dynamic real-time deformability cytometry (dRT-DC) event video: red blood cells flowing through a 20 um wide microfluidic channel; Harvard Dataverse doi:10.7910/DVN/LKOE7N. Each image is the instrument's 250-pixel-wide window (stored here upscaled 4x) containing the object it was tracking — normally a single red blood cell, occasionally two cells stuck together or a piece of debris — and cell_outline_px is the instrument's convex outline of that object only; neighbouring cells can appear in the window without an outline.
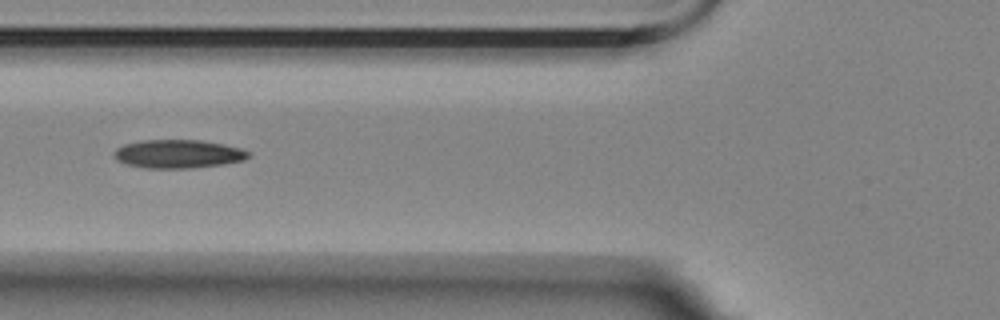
{"species": "Egyptian fruit bat (a non-hibernating species)", "species_latin": "Rousettus aegyptiacus", "temperature_condition": "room temperature", "stored_images_in_passage": 5, "camera_frame_rate_fps": 3000, "um_per_image_px": 0.085, "animal": {"sex": "female"}, "frame": {"image": 1, "passage_image": 3, "time_ms": 0.667, "image_size_px": [1000, 320], "cell_outline_px": [[252, 156], [244, 160], [224, 164], [192, 168], [144, 168], [124, 164], [116, 160], [112, 152], [116, 148], [124, 144], [144, 140], [200, 140], [224, 144], [240, 148], [252, 152]], "centroid_in_image_um": [15.15, 13.09], "position_along_channel_um": 110.7, "area_um2": 22.6}}
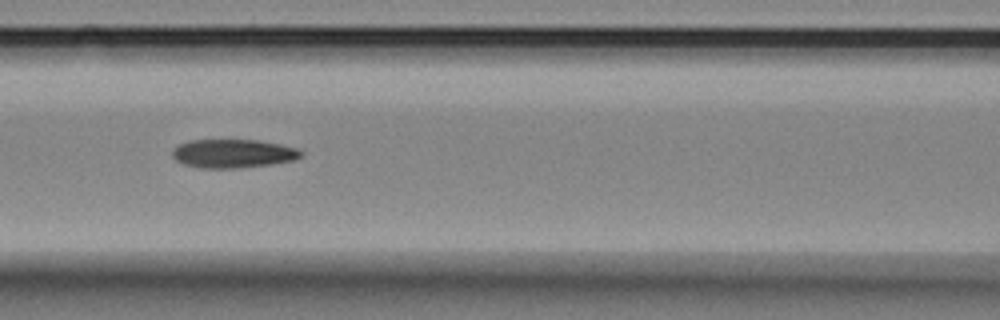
{"frame": {"image": 2, "passage_image": 4, "time_ms": 1.0, "image_size_px": [1000, 320], "cell_outline_px": [[304, 152], [300, 156], [292, 160], [272, 164], [240, 168], [200, 168], [184, 164], [176, 160], [172, 156], [172, 152], [180, 144], [188, 140], [260, 140], [280, 144], [296, 148]], "centroid_in_image_um": [19.81, 13.05], "position_along_channel_um": 146.8, "area_um2": 21.39}}
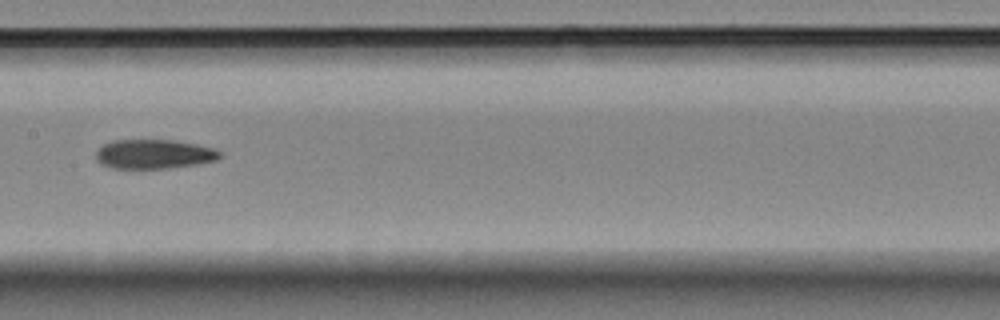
{"frame": {"image": 3, "passage_image": 5, "time_ms": 1.333, "image_size_px": [1000, 320], "cell_outline_px": [[224, 156], [216, 160], [196, 164], [168, 168], [112, 168], [100, 164], [96, 160], [96, 152], [104, 144], [112, 140], [172, 140], [196, 144], [212, 148], [220, 152]], "centroid_in_image_um": [13.08, 13.1], "position_along_channel_um": 194.3, "area_um2": 21.1}}